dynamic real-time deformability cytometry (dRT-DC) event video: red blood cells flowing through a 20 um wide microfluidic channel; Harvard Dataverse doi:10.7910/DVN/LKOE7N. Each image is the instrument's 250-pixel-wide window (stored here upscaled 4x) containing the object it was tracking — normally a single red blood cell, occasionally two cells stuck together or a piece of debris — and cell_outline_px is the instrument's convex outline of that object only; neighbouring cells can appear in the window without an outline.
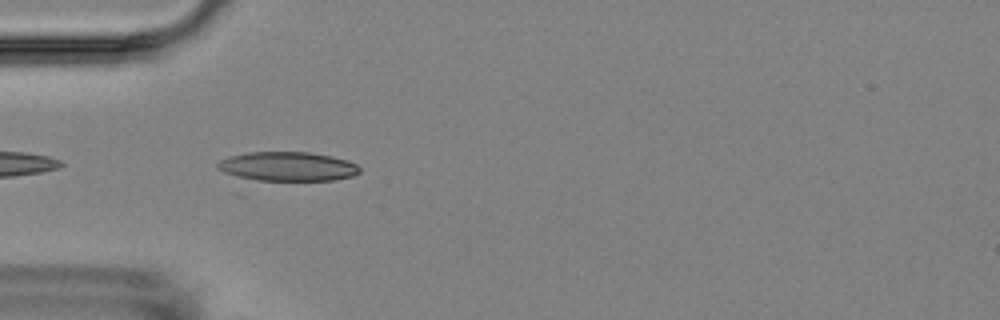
{"species": "Egyptian fruit bat (a non-hibernating species)", "species_latin": "Rousettus aegyptiacus", "temperature_condition": "room temperature", "stored_images_in_passage": 6, "camera_frame_rate_fps": 3000, "um_per_image_px": 0.085, "animal": {"sex": "female"}, "frame": {"image": 1, "passage_image": 6, "time_ms": 6.333, "image_size_px": [1000, 320], "cell_outline_px": [[360, 172], [352, 176], [332, 180], [244, 180], [224, 172], [216, 168], [216, 164], [220, 160], [228, 156], [248, 152], [308, 152], [332, 156], [348, 160], [356, 164], [360, 168]], "centroid_in_image_um": [24.4, 14.15], "position_along_channel_um": 60.6, "area_um2": 24.39}}